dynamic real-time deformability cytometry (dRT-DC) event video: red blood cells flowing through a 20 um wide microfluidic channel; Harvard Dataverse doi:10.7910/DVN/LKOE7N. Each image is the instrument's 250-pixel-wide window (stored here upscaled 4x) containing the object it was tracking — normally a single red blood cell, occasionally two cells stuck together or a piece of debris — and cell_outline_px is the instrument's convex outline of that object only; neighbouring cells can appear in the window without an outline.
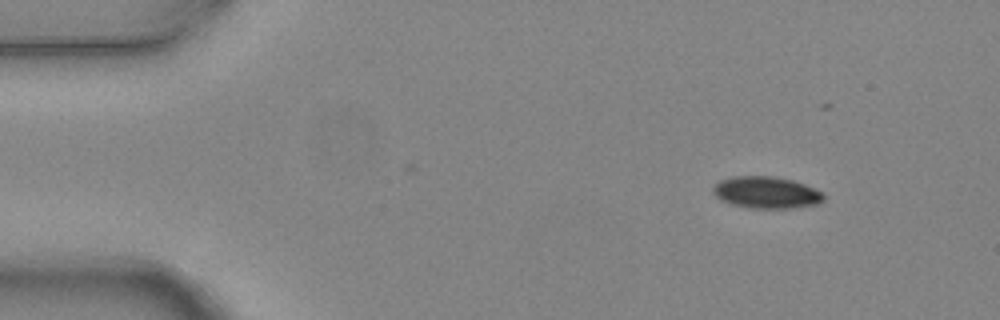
{"species": "common noctule bat (a hibernating species)", "species_latin": "Nyctalus noctula", "temperature_condition": "warm", "stored_images_in_passage": 4, "camera_frame_rate_fps": 3000, "um_per_image_px": 0.085, "animal": {"sex": "female", "body_mass_g": 24.6, "forearm_length_mm": 56.2}, "frame": {"image": 1, "passage_image": 1, "time_ms": 0.0, "image_size_px": [1000, 320], "cell_outline_px": [[824, 200], [816, 204], [792, 208], [748, 208], [732, 204], [720, 200], [712, 192], [712, 188], [720, 180], [732, 176], [776, 176], [792, 180], [816, 188], [824, 192]], "centroid_in_image_um": [65.14, 16.35], "position_along_channel_um": 19.9, "area_um2": 20.69}}